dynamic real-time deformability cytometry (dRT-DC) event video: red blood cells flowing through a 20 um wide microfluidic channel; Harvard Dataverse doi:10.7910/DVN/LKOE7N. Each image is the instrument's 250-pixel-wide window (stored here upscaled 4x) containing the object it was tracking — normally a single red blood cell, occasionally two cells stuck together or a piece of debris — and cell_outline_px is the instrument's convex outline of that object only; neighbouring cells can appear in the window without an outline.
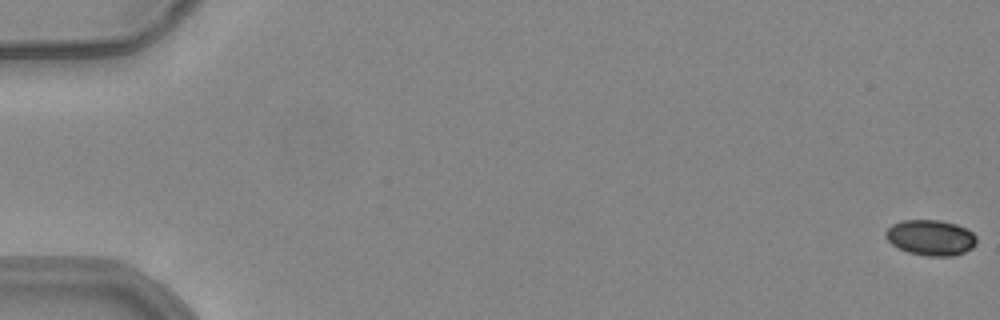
{"species": "common noctule bat (a hibernating species)", "species_latin": "Nyctalus noctula", "temperature_condition": "warm", "stored_images_in_passage": 55, "camera_frame_rate_fps": 3000, "um_per_image_px": 0.085, "animal": {"sex": "female", "body_mass_g": 24.6, "forearm_length_mm": 56.2}, "frame": {"image": 1, "passage_image": 1, "time_ms": 0.0, "image_size_px": [1000, 320], "cell_outline_px": [[976, 244], [972, 248], [956, 256], [924, 256], [908, 252], [892, 244], [884, 236], [884, 232], [892, 224], [904, 220], [940, 220], [956, 224], [972, 232], [976, 236]], "centroid_in_image_um": [79.11, 20.2], "position_along_channel_um": 5.9, "area_um2": 18.9}}
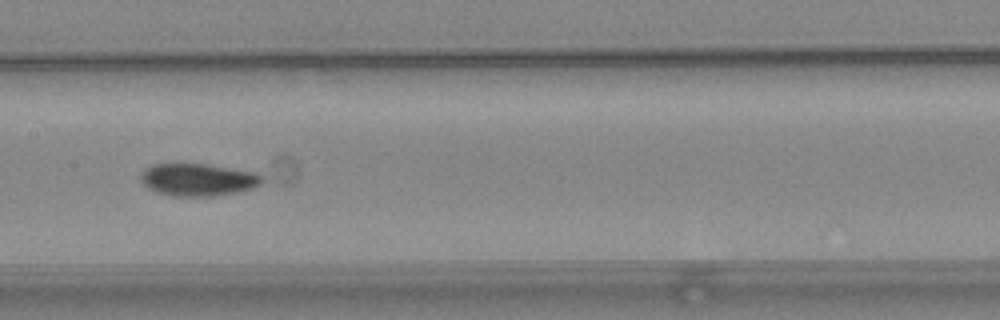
{"frame": {"image": 2, "passage_image": 29, "time_ms": 9.333, "image_size_px": [1000, 320], "cell_outline_px": [[264, 180], [260, 184], [252, 188], [236, 192], [216, 196], [172, 196], [156, 192], [148, 188], [140, 180], [140, 176], [144, 168], [152, 164], [208, 164], [256, 172]], "centroid_in_image_um": [16.8, 15.27], "position_along_channel_um": 190.6, "area_um2": 23.0}}
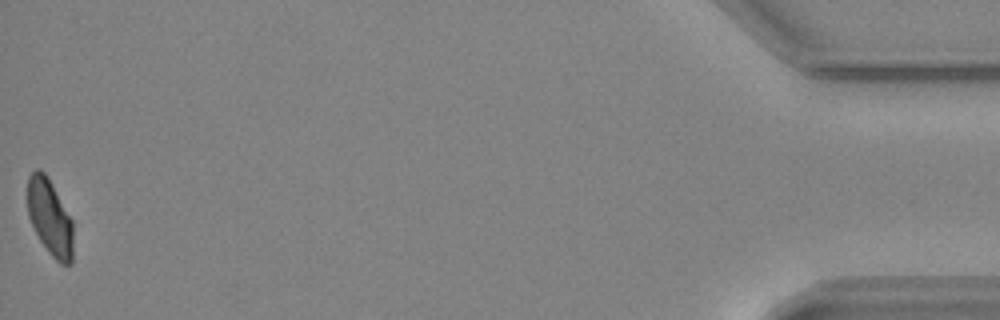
{"frame": {"image": 3, "passage_image": 55, "time_ms": 18.0, "image_size_px": [1000, 320], "cell_outline_px": [[72, 264], [60, 264], [48, 252], [40, 240], [28, 216], [28, 176], [36, 168], [40, 168], [44, 172], [52, 184], [72, 220]], "centroid_in_image_um": [4.23, 18.48], "position_along_channel_um": 431.0, "area_um2": 20.06}, "authors_computed_cell_mechanics": {"area_um2": 21.6172, "velocity_mm_per_s": 3.8851, "shape_relaxation_time_tau1_ms": 7.3641, "shape_relaxation_time_tau2_ms": 3.299, "deformation_change_tau1": 0.1545, "deformation_change_tau2": 0.0646}}